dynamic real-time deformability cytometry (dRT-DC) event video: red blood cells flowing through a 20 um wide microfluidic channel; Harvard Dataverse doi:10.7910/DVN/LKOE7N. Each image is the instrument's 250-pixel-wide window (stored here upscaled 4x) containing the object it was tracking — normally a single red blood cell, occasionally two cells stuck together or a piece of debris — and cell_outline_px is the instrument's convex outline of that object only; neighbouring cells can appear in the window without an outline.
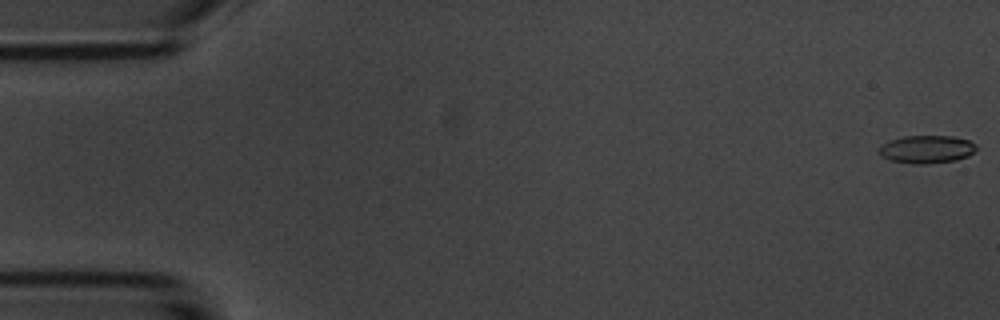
{"species": "common noctule bat (a hibernating species)", "species_latin": "Nyctalus noctula", "temperature_condition": "room temperature", "stored_images_in_passage": 9, "camera_frame_rate_fps": 3000, "um_per_image_px": 0.085, "animal": {"sex": "male", "body_mass_g": 20.1, "forearm_length_mm": 53.5}, "frame": {"image": 1, "passage_image": 1, "time_ms": 0.0, "image_size_px": [1000, 320], "cell_outline_px": [[976, 148], [968, 156], [956, 160], [928, 164], [912, 164], [892, 160], [884, 156], [880, 152], [880, 144], [888, 140], [904, 136], [952, 136], [968, 140], [976, 144]], "centroid_in_image_um": [78.77, 12.68], "position_along_channel_um": 6.2, "area_um2": 15.72}}